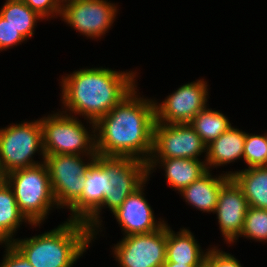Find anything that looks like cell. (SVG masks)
<instances>
[{"instance_id":"cell-1","label":"cell","mask_w":267,"mask_h":267,"mask_svg":"<svg viewBox=\"0 0 267 267\" xmlns=\"http://www.w3.org/2000/svg\"><path fill=\"white\" fill-rule=\"evenodd\" d=\"M135 90L137 87L95 122L98 156L149 161L153 151L155 101L140 97Z\"/></svg>"},{"instance_id":"cell-2","label":"cell","mask_w":267,"mask_h":267,"mask_svg":"<svg viewBox=\"0 0 267 267\" xmlns=\"http://www.w3.org/2000/svg\"><path fill=\"white\" fill-rule=\"evenodd\" d=\"M109 68H85L62 77V104L71 115H81L92 124L109 113L137 85L136 72ZM71 111V112H70Z\"/></svg>"},{"instance_id":"cell-3","label":"cell","mask_w":267,"mask_h":267,"mask_svg":"<svg viewBox=\"0 0 267 267\" xmlns=\"http://www.w3.org/2000/svg\"><path fill=\"white\" fill-rule=\"evenodd\" d=\"M93 232L78 220H67L38 236L14 239L12 245L33 267H72L86 252Z\"/></svg>"},{"instance_id":"cell-4","label":"cell","mask_w":267,"mask_h":267,"mask_svg":"<svg viewBox=\"0 0 267 267\" xmlns=\"http://www.w3.org/2000/svg\"><path fill=\"white\" fill-rule=\"evenodd\" d=\"M7 183L13 190L19 211L34 227L40 226L52 207L57 206L44 161L8 173Z\"/></svg>"},{"instance_id":"cell-5","label":"cell","mask_w":267,"mask_h":267,"mask_svg":"<svg viewBox=\"0 0 267 267\" xmlns=\"http://www.w3.org/2000/svg\"><path fill=\"white\" fill-rule=\"evenodd\" d=\"M75 117L61 111L40 119L44 155L97 156L95 134H90Z\"/></svg>"},{"instance_id":"cell-6","label":"cell","mask_w":267,"mask_h":267,"mask_svg":"<svg viewBox=\"0 0 267 267\" xmlns=\"http://www.w3.org/2000/svg\"><path fill=\"white\" fill-rule=\"evenodd\" d=\"M36 151L41 152L44 160L40 119L0 129V161L8 173L41 164L33 160Z\"/></svg>"},{"instance_id":"cell-7","label":"cell","mask_w":267,"mask_h":267,"mask_svg":"<svg viewBox=\"0 0 267 267\" xmlns=\"http://www.w3.org/2000/svg\"><path fill=\"white\" fill-rule=\"evenodd\" d=\"M82 156V157H81ZM83 155H44L51 188L57 203L55 208H70L80 197L84 188L85 175L97 156H89L83 162Z\"/></svg>"},{"instance_id":"cell-8","label":"cell","mask_w":267,"mask_h":267,"mask_svg":"<svg viewBox=\"0 0 267 267\" xmlns=\"http://www.w3.org/2000/svg\"><path fill=\"white\" fill-rule=\"evenodd\" d=\"M166 248L167 223L154 232L124 236L113 251L120 267H162Z\"/></svg>"},{"instance_id":"cell-9","label":"cell","mask_w":267,"mask_h":267,"mask_svg":"<svg viewBox=\"0 0 267 267\" xmlns=\"http://www.w3.org/2000/svg\"><path fill=\"white\" fill-rule=\"evenodd\" d=\"M117 11L107 0H62L61 17L83 35L97 39L111 28Z\"/></svg>"},{"instance_id":"cell-10","label":"cell","mask_w":267,"mask_h":267,"mask_svg":"<svg viewBox=\"0 0 267 267\" xmlns=\"http://www.w3.org/2000/svg\"><path fill=\"white\" fill-rule=\"evenodd\" d=\"M203 152H207V146L189 123H154L153 151L150 158L199 160L198 156Z\"/></svg>"},{"instance_id":"cell-11","label":"cell","mask_w":267,"mask_h":267,"mask_svg":"<svg viewBox=\"0 0 267 267\" xmlns=\"http://www.w3.org/2000/svg\"><path fill=\"white\" fill-rule=\"evenodd\" d=\"M204 79L179 87L162 103L155 101V122L165 124L189 123L207 107L208 89Z\"/></svg>"},{"instance_id":"cell-12","label":"cell","mask_w":267,"mask_h":267,"mask_svg":"<svg viewBox=\"0 0 267 267\" xmlns=\"http://www.w3.org/2000/svg\"><path fill=\"white\" fill-rule=\"evenodd\" d=\"M249 208L241 187L230 177L223 185L215 209L219 228L229 244L238 240Z\"/></svg>"},{"instance_id":"cell-13","label":"cell","mask_w":267,"mask_h":267,"mask_svg":"<svg viewBox=\"0 0 267 267\" xmlns=\"http://www.w3.org/2000/svg\"><path fill=\"white\" fill-rule=\"evenodd\" d=\"M146 182L147 180L112 212L125 236L154 232L165 224L164 220L155 221L154 212L143 192Z\"/></svg>"},{"instance_id":"cell-14","label":"cell","mask_w":267,"mask_h":267,"mask_svg":"<svg viewBox=\"0 0 267 267\" xmlns=\"http://www.w3.org/2000/svg\"><path fill=\"white\" fill-rule=\"evenodd\" d=\"M81 197L69 208V220L84 222L103 202L105 192L110 189L109 176L103 169V157L98 156L90 164L85 175Z\"/></svg>"},{"instance_id":"cell-15","label":"cell","mask_w":267,"mask_h":267,"mask_svg":"<svg viewBox=\"0 0 267 267\" xmlns=\"http://www.w3.org/2000/svg\"><path fill=\"white\" fill-rule=\"evenodd\" d=\"M103 169L119 189H138L149 178L147 162L131 157H103Z\"/></svg>"},{"instance_id":"cell-16","label":"cell","mask_w":267,"mask_h":267,"mask_svg":"<svg viewBox=\"0 0 267 267\" xmlns=\"http://www.w3.org/2000/svg\"><path fill=\"white\" fill-rule=\"evenodd\" d=\"M161 162V163H160ZM164 167L167 183L178 192L188 187L192 182L199 179L207 171L205 161L190 158H150L147 162L148 174L156 165Z\"/></svg>"},{"instance_id":"cell-17","label":"cell","mask_w":267,"mask_h":267,"mask_svg":"<svg viewBox=\"0 0 267 267\" xmlns=\"http://www.w3.org/2000/svg\"><path fill=\"white\" fill-rule=\"evenodd\" d=\"M230 178L227 174L213 177L208 170L199 179L180 191L188 204L203 212H215L222 185Z\"/></svg>"},{"instance_id":"cell-18","label":"cell","mask_w":267,"mask_h":267,"mask_svg":"<svg viewBox=\"0 0 267 267\" xmlns=\"http://www.w3.org/2000/svg\"><path fill=\"white\" fill-rule=\"evenodd\" d=\"M176 233L167 224L166 262L204 265L208 249L204 253L194 235L188 229H180Z\"/></svg>"},{"instance_id":"cell-19","label":"cell","mask_w":267,"mask_h":267,"mask_svg":"<svg viewBox=\"0 0 267 267\" xmlns=\"http://www.w3.org/2000/svg\"><path fill=\"white\" fill-rule=\"evenodd\" d=\"M245 139L246 132L231 126L216 140L207 145L205 162L208 170L211 167L226 165L240 158L242 159Z\"/></svg>"},{"instance_id":"cell-20","label":"cell","mask_w":267,"mask_h":267,"mask_svg":"<svg viewBox=\"0 0 267 267\" xmlns=\"http://www.w3.org/2000/svg\"><path fill=\"white\" fill-rule=\"evenodd\" d=\"M226 174L241 187L250 207L267 209V166L229 171Z\"/></svg>"},{"instance_id":"cell-21","label":"cell","mask_w":267,"mask_h":267,"mask_svg":"<svg viewBox=\"0 0 267 267\" xmlns=\"http://www.w3.org/2000/svg\"><path fill=\"white\" fill-rule=\"evenodd\" d=\"M24 221L32 226L19 211L13 190L7 183L0 188V245L12 243L14 233Z\"/></svg>"},{"instance_id":"cell-22","label":"cell","mask_w":267,"mask_h":267,"mask_svg":"<svg viewBox=\"0 0 267 267\" xmlns=\"http://www.w3.org/2000/svg\"><path fill=\"white\" fill-rule=\"evenodd\" d=\"M0 15L26 40L33 36L37 21L44 19L21 0H7L1 8Z\"/></svg>"},{"instance_id":"cell-23","label":"cell","mask_w":267,"mask_h":267,"mask_svg":"<svg viewBox=\"0 0 267 267\" xmlns=\"http://www.w3.org/2000/svg\"><path fill=\"white\" fill-rule=\"evenodd\" d=\"M189 125L196 131L206 146L232 126L224 114L207 107L201 110L189 122Z\"/></svg>"},{"instance_id":"cell-24","label":"cell","mask_w":267,"mask_h":267,"mask_svg":"<svg viewBox=\"0 0 267 267\" xmlns=\"http://www.w3.org/2000/svg\"><path fill=\"white\" fill-rule=\"evenodd\" d=\"M135 190L136 189H119L110 185L108 192H105L102 204L84 221L88 228L93 232L94 239H96L95 236L99 232L97 228H99V226L102 227L99 219V214L101 213L100 210L105 206H108L107 208H109L111 212H114Z\"/></svg>"},{"instance_id":"cell-25","label":"cell","mask_w":267,"mask_h":267,"mask_svg":"<svg viewBox=\"0 0 267 267\" xmlns=\"http://www.w3.org/2000/svg\"><path fill=\"white\" fill-rule=\"evenodd\" d=\"M240 237L267 242V209L250 207L245 215Z\"/></svg>"},{"instance_id":"cell-26","label":"cell","mask_w":267,"mask_h":267,"mask_svg":"<svg viewBox=\"0 0 267 267\" xmlns=\"http://www.w3.org/2000/svg\"><path fill=\"white\" fill-rule=\"evenodd\" d=\"M243 160L248 168L267 166V133L263 135L246 133Z\"/></svg>"},{"instance_id":"cell-27","label":"cell","mask_w":267,"mask_h":267,"mask_svg":"<svg viewBox=\"0 0 267 267\" xmlns=\"http://www.w3.org/2000/svg\"><path fill=\"white\" fill-rule=\"evenodd\" d=\"M26 39L0 15V51L13 48Z\"/></svg>"},{"instance_id":"cell-28","label":"cell","mask_w":267,"mask_h":267,"mask_svg":"<svg viewBox=\"0 0 267 267\" xmlns=\"http://www.w3.org/2000/svg\"><path fill=\"white\" fill-rule=\"evenodd\" d=\"M28 5L32 10L37 12L41 17H54L55 14L59 17L62 12V0H21ZM54 15V16H53Z\"/></svg>"},{"instance_id":"cell-29","label":"cell","mask_w":267,"mask_h":267,"mask_svg":"<svg viewBox=\"0 0 267 267\" xmlns=\"http://www.w3.org/2000/svg\"><path fill=\"white\" fill-rule=\"evenodd\" d=\"M205 264L208 267H242L233 255L223 252L215 246L208 249Z\"/></svg>"},{"instance_id":"cell-30","label":"cell","mask_w":267,"mask_h":267,"mask_svg":"<svg viewBox=\"0 0 267 267\" xmlns=\"http://www.w3.org/2000/svg\"><path fill=\"white\" fill-rule=\"evenodd\" d=\"M6 254L0 263V267H33L27 258L23 256L11 243H5Z\"/></svg>"},{"instance_id":"cell-31","label":"cell","mask_w":267,"mask_h":267,"mask_svg":"<svg viewBox=\"0 0 267 267\" xmlns=\"http://www.w3.org/2000/svg\"><path fill=\"white\" fill-rule=\"evenodd\" d=\"M8 182V172L6 171L4 165L0 161V188L6 185Z\"/></svg>"},{"instance_id":"cell-32","label":"cell","mask_w":267,"mask_h":267,"mask_svg":"<svg viewBox=\"0 0 267 267\" xmlns=\"http://www.w3.org/2000/svg\"><path fill=\"white\" fill-rule=\"evenodd\" d=\"M203 265H187V264H179L175 262H165L162 267H202Z\"/></svg>"}]
</instances>
